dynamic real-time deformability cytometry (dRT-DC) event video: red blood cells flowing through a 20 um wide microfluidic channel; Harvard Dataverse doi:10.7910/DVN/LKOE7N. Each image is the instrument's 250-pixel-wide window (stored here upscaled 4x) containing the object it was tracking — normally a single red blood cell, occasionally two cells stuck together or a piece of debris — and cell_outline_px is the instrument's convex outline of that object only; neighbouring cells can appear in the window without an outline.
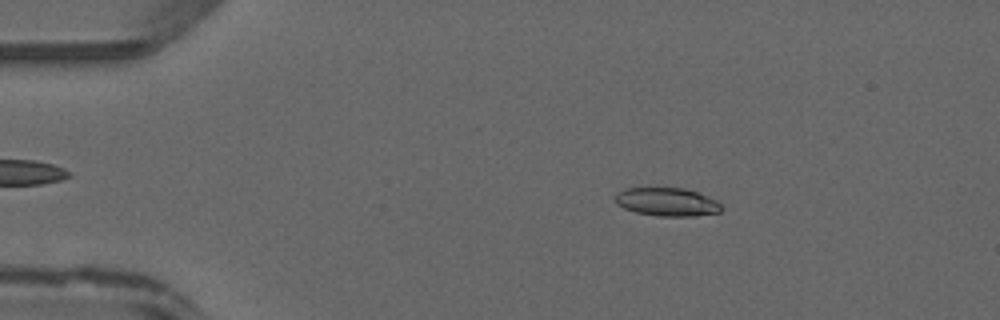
{"species": "common noctule bat (a hibernating species)", "species_latin": "Nyctalus noctula", "temperature_condition": "warm", "stored_images_in_passage": 46, "camera_frame_rate_fps": 3000, "um_per_image_px": 0.085, "animal": {"sex": "male", "forearm_length_mm": 52.5}, "frame": {"image": 1, "passage_image": 8, "time_ms": 2.333, "image_size_px": [1000, 320], "cell_outline_px": [[724, 208], [720, 212], [696, 216], [656, 216], [636, 212], [624, 208], [616, 204], [616, 192], [624, 188], [684, 188], [696, 192], [716, 200]], "centroid_in_image_um": [56.69, 17.17], "position_along_channel_um": 28.3, "area_um2": 17.57}}
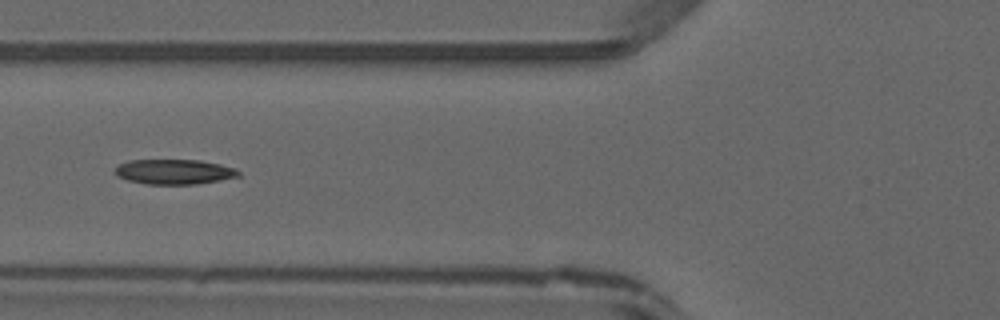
{"frame": {"image": 2, "passage_image": 18, "time_ms": 5.667, "image_size_px": [1000, 320], "cell_outline_px": [[240, 176], [220, 180], [196, 184], [148, 184], [128, 180], [116, 176], [116, 168], [120, 164], [128, 160], [200, 160], [220, 164], [236, 168], [240, 172]], "centroid_in_image_um": [14.84, 14.6], "position_along_channel_um": 111.0, "area_um2": 17.92}}
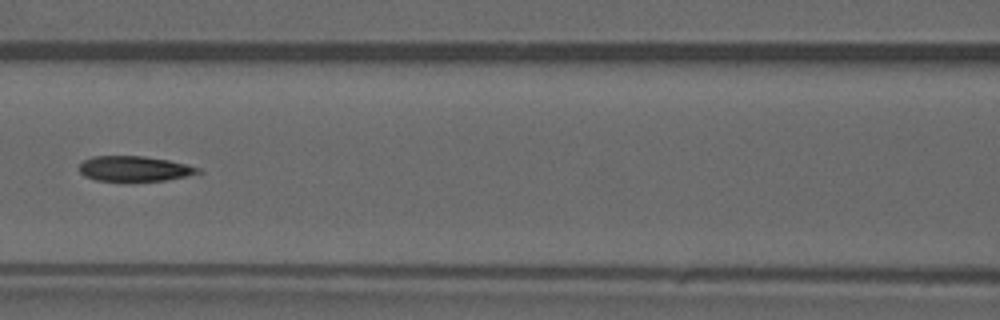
{"frame": {"image": 3, "passage_image": 21, "time_ms": 6.667, "image_size_px": [1000, 320], "cell_outline_px": [[204, 172], [200, 176], [168, 180], [96, 180], [84, 176], [80, 172], [80, 164], [84, 160], [92, 156], [144, 156], [168, 160], [200, 168]], "centroid_in_image_um": [11.55, 14.34], "position_along_channel_um": 155.1, "area_um2": 17.63}}